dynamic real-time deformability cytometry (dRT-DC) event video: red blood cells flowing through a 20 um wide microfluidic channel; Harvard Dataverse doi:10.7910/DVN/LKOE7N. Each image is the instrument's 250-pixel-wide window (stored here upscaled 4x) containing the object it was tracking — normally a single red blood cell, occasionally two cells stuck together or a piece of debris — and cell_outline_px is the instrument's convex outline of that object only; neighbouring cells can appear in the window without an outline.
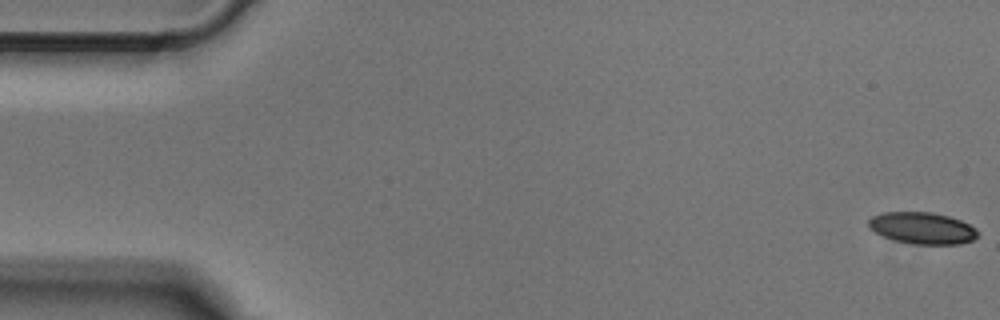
{"species": "Egyptian fruit bat (a non-hibernating species)", "species_latin": "Rousettus aegyptiacus", "temperature_condition": "cold", "stored_images_in_passage": 14, "camera_frame_rate_fps": 3000, "um_per_image_px": 0.085, "animal": {"sex": "male"}, "frame": {"image": 1, "passage_image": 1, "time_ms": 0.0, "image_size_px": [1000, 320], "cell_outline_px": [[980, 232], [972, 240], [960, 244], [916, 244], [896, 240], [884, 236], [868, 228], [868, 220], [872, 216], [884, 212], [932, 212], [948, 216], [960, 220], [976, 228]], "centroid_in_image_um": [78.4, 19.38], "position_along_channel_um": 6.6, "area_um2": 20.06}}
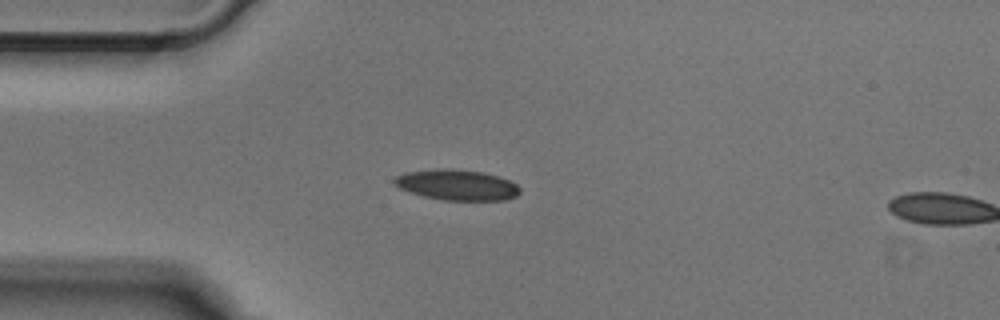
{"frame": {"image": 2, "passage_image": 13, "time_ms": 4.0, "image_size_px": [1000, 320], "cell_outline_px": [[520, 192], [516, 196], [504, 200], [444, 200], [424, 196], [400, 188], [392, 180], [396, 176], [404, 172], [436, 168], [452, 168], [484, 172], [508, 180], [516, 184], [520, 188]], "centroid_in_image_um": [38.83, 15.7], "position_along_channel_um": 46.2, "area_um2": 22.37}}